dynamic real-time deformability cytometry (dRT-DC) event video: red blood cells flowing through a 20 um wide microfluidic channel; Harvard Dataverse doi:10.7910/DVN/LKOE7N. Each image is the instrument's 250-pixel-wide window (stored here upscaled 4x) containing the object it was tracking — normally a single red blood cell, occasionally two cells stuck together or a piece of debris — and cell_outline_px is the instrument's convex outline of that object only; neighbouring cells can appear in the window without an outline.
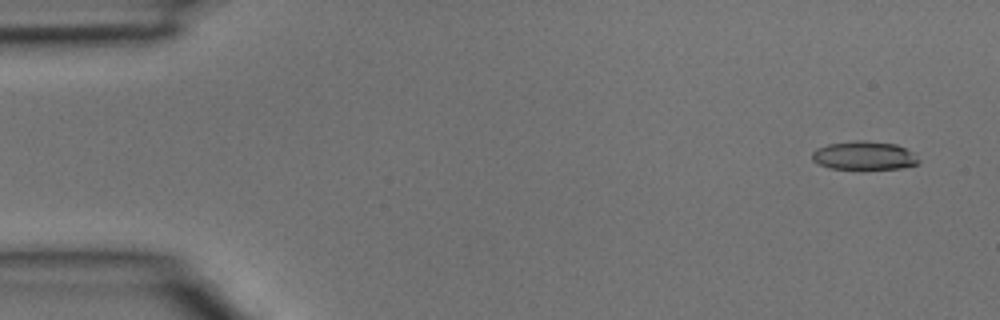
{"species": "common noctule bat (a hibernating species)", "species_latin": "Nyctalus noctula", "temperature_condition": "room temperature", "stored_images_in_passage": 4, "camera_frame_rate_fps": 3000, "um_per_image_px": 0.085, "animal": {"sex": "male", "body_mass_g": 15.6}, "frame": {"image": 1, "passage_image": 4, "time_ms": 1.0, "image_size_px": [1000, 320], "cell_outline_px": [[920, 164], [900, 168], [828, 168], [812, 160], [812, 152], [816, 148], [828, 144], [856, 140], [864, 140], [896, 144], [912, 152], [920, 160]], "centroid_in_image_um": [73.45, 13.21], "position_along_channel_um": 11.6, "area_um2": 17.57}}